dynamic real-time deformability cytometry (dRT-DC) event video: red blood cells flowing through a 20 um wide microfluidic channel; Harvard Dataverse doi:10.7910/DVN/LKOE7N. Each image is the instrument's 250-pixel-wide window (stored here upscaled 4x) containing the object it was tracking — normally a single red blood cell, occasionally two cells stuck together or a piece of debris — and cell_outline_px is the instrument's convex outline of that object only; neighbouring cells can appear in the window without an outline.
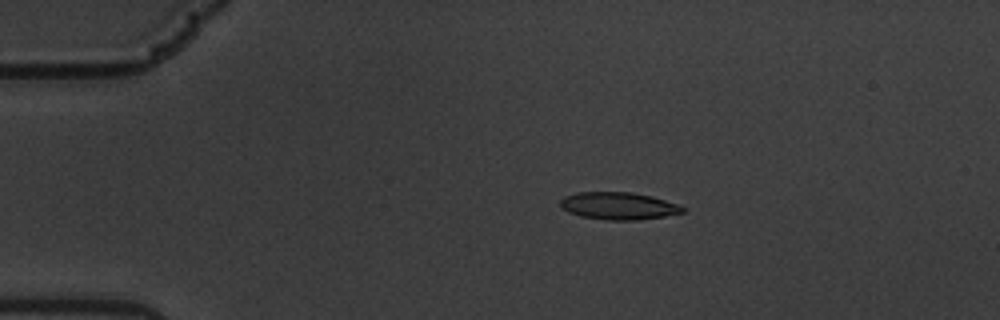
{"species": "common noctule bat (a hibernating species)", "species_latin": "Nyctalus noctula", "temperature_condition": "warm", "stored_images_in_passage": 49, "camera_frame_rate_fps": 3000, "um_per_image_px": 0.085, "animal": {"sex": "male", "body_mass_g": 19.5, "forearm_length_mm": 54.6}, "frame": {"image": 1, "passage_image": 1, "time_ms": 0.0, "image_size_px": [1000, 320], "cell_outline_px": [[684, 212], [664, 216], [636, 220], [604, 220], [580, 216], [568, 212], [560, 208], [560, 200], [564, 196], [576, 192], [632, 192], [652, 196], [680, 204], [684, 208]], "centroid_in_image_um": [52.55, 17.49], "position_along_channel_um": 32.5, "area_um2": 19.71}}
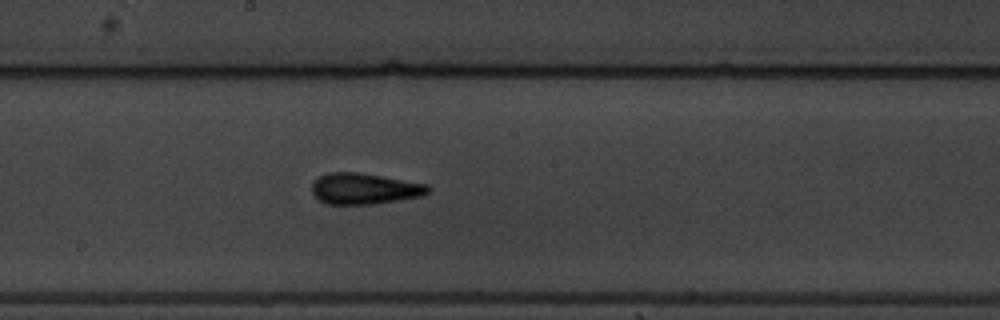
{"frame": {"image": 2, "passage_image": 22, "time_ms": 7.0, "image_size_px": [1000, 320], "cell_outline_px": [[432, 188], [428, 192], [420, 196], [372, 204], [328, 204], [320, 200], [312, 192], [312, 184], [320, 176], [328, 172], [360, 172], [428, 184]], "centroid_in_image_um": [30.98, 16.02], "position_along_channel_um": 217.2, "area_um2": 20.87}}
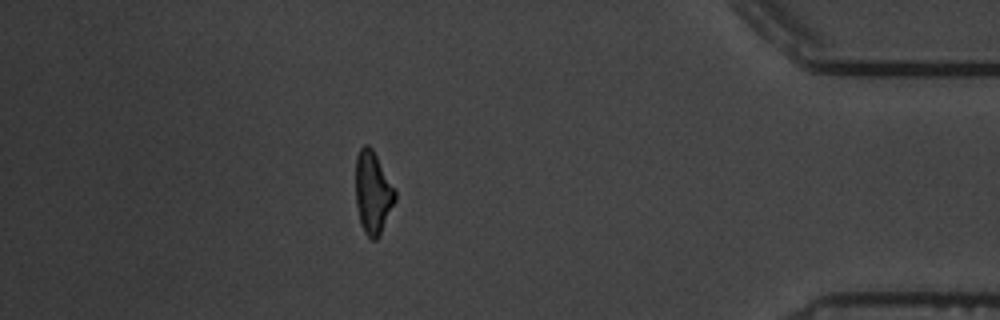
{"frame": {"image": 3, "passage_image": 42, "time_ms": 13.667, "image_size_px": [1000, 320], "cell_outline_px": [[396, 200], [376, 240], [372, 240], [364, 232], [360, 224], [356, 204], [356, 156], [360, 148], [364, 144], [368, 144], [372, 148], [396, 192]], "centroid_in_image_um": [31.67, 16.36], "position_along_channel_um": 403.5, "area_um2": 18.67}, "authors_computed_cell_mechanics": {"area_um2": 19.9988, "velocity_mm_per_s": 3.3964, "shape_relaxation_time_tau1_ms": 5.8626, "shape_relaxation_time_tau2_ms": 1.9392, "deformation_change_tau1": 0.184, "deformation_change_tau2": 0.1106}}